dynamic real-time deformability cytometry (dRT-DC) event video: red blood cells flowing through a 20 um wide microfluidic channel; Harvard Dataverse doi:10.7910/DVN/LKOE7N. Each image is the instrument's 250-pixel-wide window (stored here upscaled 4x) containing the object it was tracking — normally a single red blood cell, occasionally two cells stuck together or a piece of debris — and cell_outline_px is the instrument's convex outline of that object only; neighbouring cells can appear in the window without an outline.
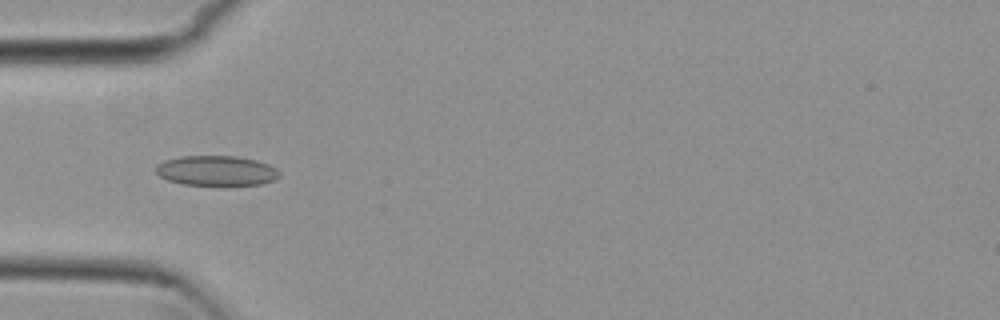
{"species": "common noctule bat (a hibernating species)", "species_latin": "Nyctalus noctula", "temperature_condition": "cold", "stored_images_in_passage": 34, "camera_frame_rate_fps": 3000, "um_per_image_px": 0.085, "animal": {"sex": "female", "body_mass_g": 29.2, "forearm_length_mm": 56.3}, "frame": {"image": 1, "passage_image": 6, "time_ms": 1.667, "image_size_px": [1000, 320], "cell_outline_px": [[280, 176], [272, 180], [260, 184], [224, 188], [220, 188], [184, 184], [168, 180], [160, 176], [156, 172], [156, 164], [164, 160], [184, 156], [236, 156], [256, 160], [268, 164], [276, 168], [280, 172]], "centroid_in_image_um": [18.41, 14.55], "position_along_channel_um": 66.6, "area_um2": 22.43}}
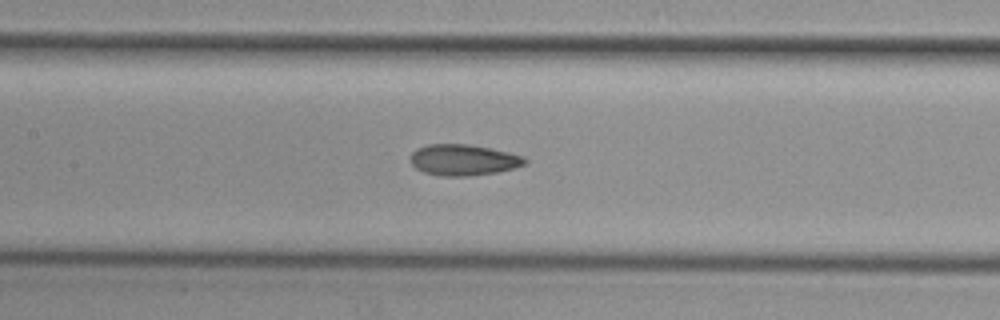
{"frame": {"image": 2, "passage_image": 14, "time_ms": 4.333, "image_size_px": [1000, 320], "cell_outline_px": [[528, 160], [524, 164], [512, 168], [496, 172], [468, 176], [440, 176], [424, 172], [416, 168], [412, 164], [412, 152], [416, 148], [428, 144], [468, 144], [508, 152], [524, 156]], "centroid_in_image_um": [39.37, 13.59], "position_along_channel_um": 168.0, "area_um2": 20.52}}
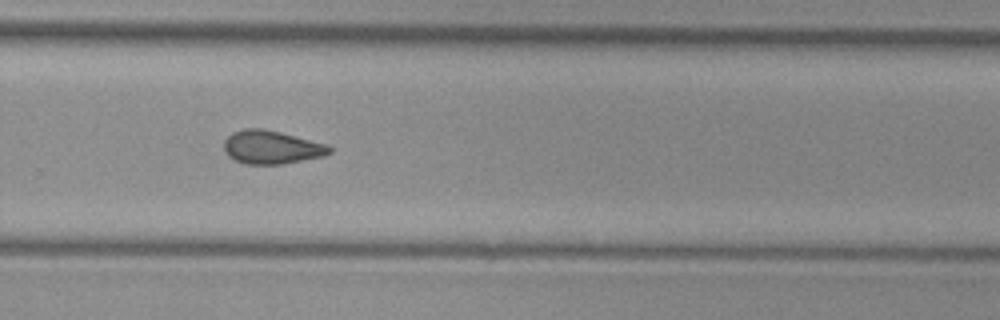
{"frame": {"image": 3, "passage_image": 25, "time_ms": 8.0, "image_size_px": [1000, 320], "cell_outline_px": [[332, 152], [324, 156], [284, 164], [244, 164], [228, 156], [224, 152], [224, 140], [232, 132], [244, 128], [260, 128], [280, 132], [328, 144], [332, 148]], "centroid_in_image_um": [23.08, 12.52], "position_along_channel_um": 306.7, "area_um2": 20.69}, "authors_computed_cell_mechanics": {"area_um2": 19.9699, "velocity_mm_per_s": 3.791, "shape_relaxation_time_tau1_ms": null, "shape_relaxation_time_tau2_ms": 3.8212, "deformation_change_tau1": null, "deformation_change_tau2": 0.0965}}